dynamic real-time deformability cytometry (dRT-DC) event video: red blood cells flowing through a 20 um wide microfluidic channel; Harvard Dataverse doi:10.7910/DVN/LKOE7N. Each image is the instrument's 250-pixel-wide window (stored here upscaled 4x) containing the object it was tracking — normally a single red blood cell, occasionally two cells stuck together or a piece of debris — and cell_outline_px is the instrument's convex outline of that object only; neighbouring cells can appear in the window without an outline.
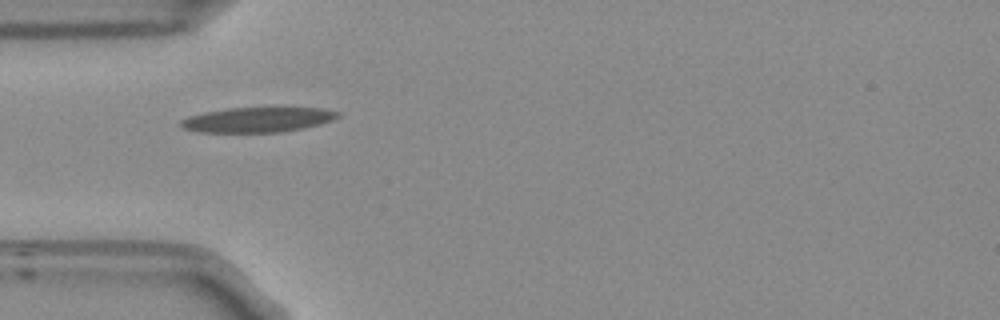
{"species": "Egyptian fruit bat (a non-hibernating species)", "species_latin": "Rousettus aegyptiacus", "temperature_condition": "room temperature", "stored_images_in_passage": 33, "camera_frame_rate_fps": 3000, "um_per_image_px": 0.085, "frame": {"image": 1, "passage_image": 1, "time_ms": 0.0, "image_size_px": [1000, 320], "cell_outline_px": [[340, 116], [332, 120], [300, 128], [280, 132], [200, 132], [184, 128], [180, 124], [180, 120], [188, 116], [204, 112], [228, 108], [280, 104], [284, 104], [324, 108], [340, 112]], "centroid_in_image_um": [21.97, 10.1], "position_along_channel_um": 63.0, "area_um2": 23.99}, "authors_computed_cell_mechanics": {"area_um2": 19.3052, "velocity_mm_per_s": 3.729, "shape_relaxation_time_tau1_ms": 1.4292, "shape_relaxation_time_tau2_ms": null, "deformation_change_tau1": 0.1174, "deformation_change_tau2": null}}